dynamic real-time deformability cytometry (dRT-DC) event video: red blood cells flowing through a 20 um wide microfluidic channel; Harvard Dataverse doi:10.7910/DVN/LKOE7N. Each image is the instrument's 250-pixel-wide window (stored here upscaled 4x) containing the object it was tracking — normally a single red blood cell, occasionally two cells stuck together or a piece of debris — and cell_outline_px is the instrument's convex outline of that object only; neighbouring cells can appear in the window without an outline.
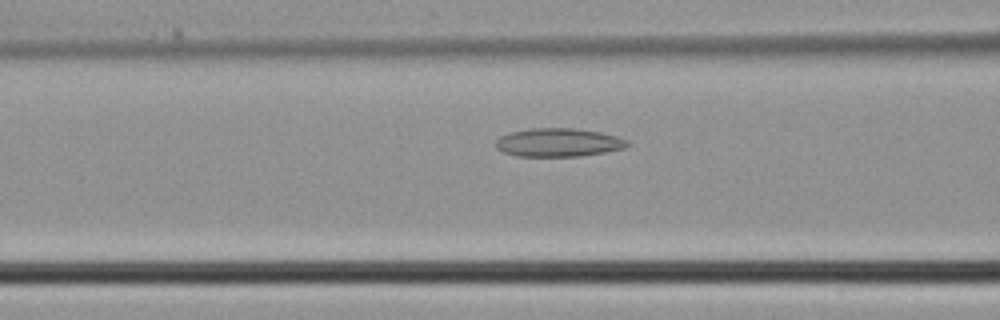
{"species": "common noctule bat (a hibernating species)", "species_latin": "Nyctalus noctula", "temperature_condition": "cold", "stored_images_in_passage": 4, "camera_frame_rate_fps": 3000, "um_per_image_px": 0.085, "animal": {"sex": "male", "body_mass_g": 21.5, "forearm_length_mm": 52.0}, "frame": {"image": 1, "passage_image": 4, "time_ms": 1.0, "image_size_px": [1000, 320], "cell_outline_px": [[632, 144], [624, 148], [604, 152], [580, 156], [516, 156], [504, 152], [496, 148], [496, 140], [500, 136], [508, 132], [532, 128], [572, 128], [600, 132], [616, 136], [628, 140]], "centroid_in_image_um": [47.46, 12.11], "position_along_channel_um": 119.1, "area_um2": 21.85}}